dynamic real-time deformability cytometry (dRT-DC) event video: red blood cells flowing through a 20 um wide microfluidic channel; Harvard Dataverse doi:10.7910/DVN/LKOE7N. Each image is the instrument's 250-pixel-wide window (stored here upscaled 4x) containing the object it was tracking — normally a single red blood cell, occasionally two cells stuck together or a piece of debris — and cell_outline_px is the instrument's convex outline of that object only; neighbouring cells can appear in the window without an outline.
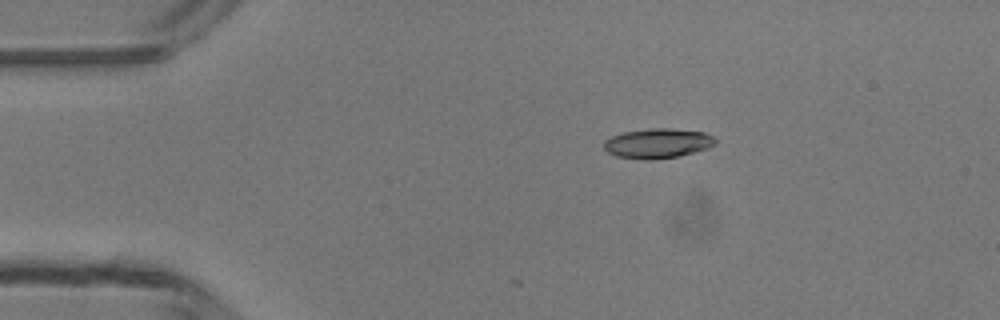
{"species": "common noctule bat (a hibernating species)", "species_latin": "Nyctalus noctula", "temperature_condition": "room temperature", "stored_images_in_passage": 13, "camera_frame_rate_fps": 3000, "um_per_image_px": 0.085, "animal": {"sex": "male", "body_mass_g": 13.3}, "frame": {"image": 1, "passage_image": 9, "time_ms": 2.667, "image_size_px": [1000, 320], "cell_outline_px": [[716, 144], [708, 148], [676, 156], [652, 160], [648, 160], [616, 156], [608, 152], [604, 148], [604, 140], [612, 136], [624, 132], [648, 128], [672, 128], [704, 132], [712, 136], [716, 140]], "centroid_in_image_um": [55.89, 12.17], "position_along_channel_um": 29.1, "area_um2": 19.25}}